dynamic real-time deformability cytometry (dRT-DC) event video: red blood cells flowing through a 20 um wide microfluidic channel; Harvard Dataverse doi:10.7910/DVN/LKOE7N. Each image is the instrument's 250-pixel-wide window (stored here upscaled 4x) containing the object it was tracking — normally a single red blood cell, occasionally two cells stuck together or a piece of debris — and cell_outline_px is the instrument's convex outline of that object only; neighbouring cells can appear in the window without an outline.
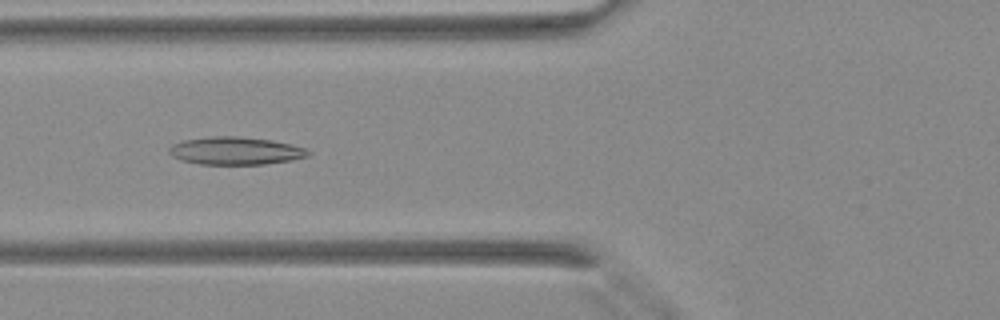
{"species": "Egyptian fruit bat (a non-hibernating species)", "species_latin": "Rousettus aegyptiacus", "temperature_condition": "warm", "stored_images_in_passage": 38, "camera_frame_rate_fps": 3000, "um_per_image_px": 0.085, "animal": {"sex": "female"}, "frame": {"image": 1, "passage_image": 13, "time_ms": 4.0, "image_size_px": [1000, 320], "cell_outline_px": [[312, 152], [308, 156], [292, 160], [264, 164], [200, 164], [180, 160], [172, 156], [168, 152], [168, 148], [172, 144], [184, 140], [208, 136], [236, 136], [272, 140], [308, 148]], "centroid_in_image_um": [20.02, 12.81], "position_along_channel_um": 105.8, "area_um2": 22.66}}
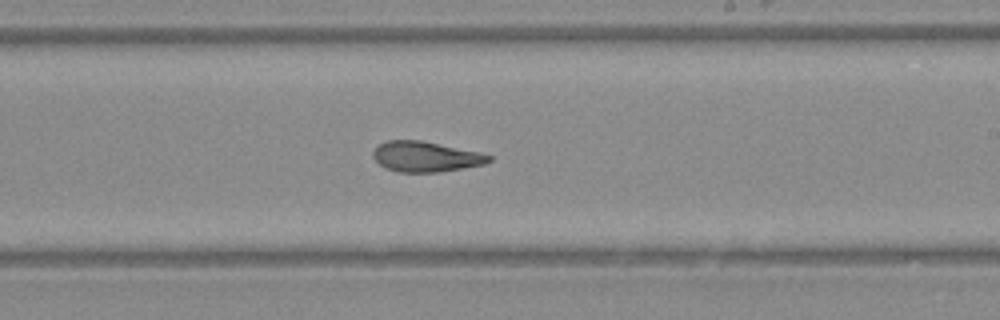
{"frame": {"image": 2, "passage_image": 22, "time_ms": 7.0, "image_size_px": [1000, 320], "cell_outline_px": [[492, 160], [484, 164], [440, 172], [396, 172], [384, 168], [372, 156], [372, 152], [380, 144], [388, 140], [420, 140], [480, 152], [492, 156]], "centroid_in_image_um": [36.17, 13.32], "position_along_channel_um": 252.8, "area_um2": 20.46}}
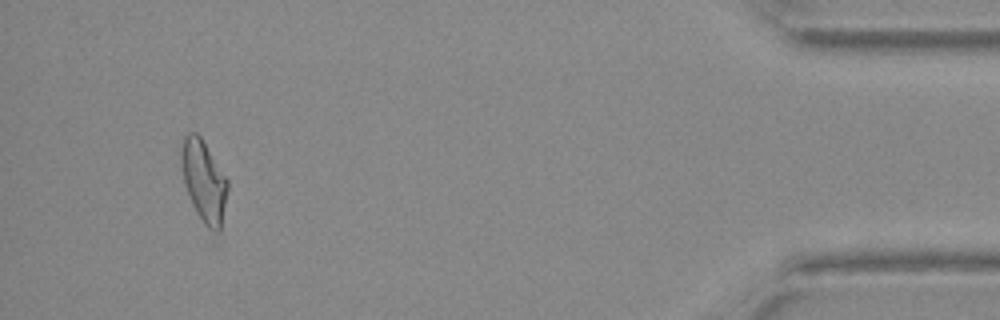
{"frame": {"image": 3, "passage_image": 36, "time_ms": 11.667, "image_size_px": [1000, 320], "cell_outline_px": [[228, 188], [220, 232], [216, 244], [212, 244], [192, 204], [184, 184], [180, 160], [180, 152], [184, 136], [188, 132], [196, 132], [200, 136], [228, 180]], "centroid_in_image_um": [17.34, 15.61], "position_along_channel_um": 417.9, "area_um2": 23.12}}